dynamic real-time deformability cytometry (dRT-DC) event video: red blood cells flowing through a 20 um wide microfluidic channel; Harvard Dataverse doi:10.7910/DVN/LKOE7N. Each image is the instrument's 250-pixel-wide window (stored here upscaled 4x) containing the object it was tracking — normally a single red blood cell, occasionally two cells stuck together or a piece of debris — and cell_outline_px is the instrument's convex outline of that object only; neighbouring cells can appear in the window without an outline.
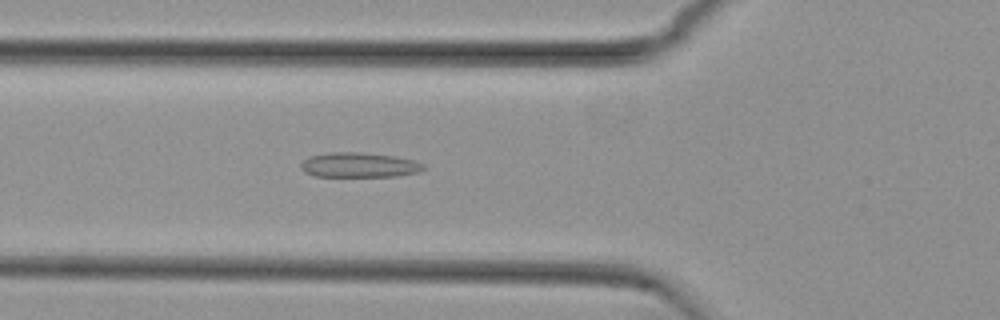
{"species": "common noctule bat (a hibernating species)", "species_latin": "Nyctalus noctula", "temperature_condition": "cold", "stored_images_in_passage": 18, "camera_frame_rate_fps": 3000, "um_per_image_px": 0.085, "animal": {"sex": "female", "body_mass_g": 29.2, "forearm_length_mm": 56.3}, "frame": {"image": 1, "passage_image": 15, "time_ms": 4.667, "image_size_px": [1000, 320], "cell_outline_px": [[424, 168], [420, 172], [396, 176], [312, 176], [304, 172], [300, 168], [300, 164], [308, 156], [328, 152], [360, 152], [396, 156], [412, 160], [424, 164]], "centroid_in_image_um": [30.48, 14.02], "position_along_channel_um": 95.3, "area_um2": 17.86}}
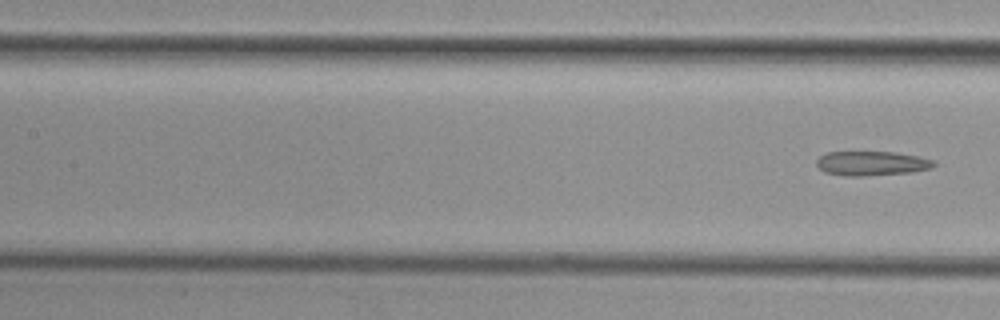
{"frame": {"image": 2, "passage_image": 18, "time_ms": 5.667, "image_size_px": [1000, 320], "cell_outline_px": [[936, 164], [932, 168], [912, 172], [860, 176], [844, 176], [824, 172], [816, 164], [816, 160], [820, 156], [828, 152], [896, 152], [936, 160]], "centroid_in_image_um": [74.1, 13.89], "position_along_channel_um": 133.3, "area_um2": 16.7}}